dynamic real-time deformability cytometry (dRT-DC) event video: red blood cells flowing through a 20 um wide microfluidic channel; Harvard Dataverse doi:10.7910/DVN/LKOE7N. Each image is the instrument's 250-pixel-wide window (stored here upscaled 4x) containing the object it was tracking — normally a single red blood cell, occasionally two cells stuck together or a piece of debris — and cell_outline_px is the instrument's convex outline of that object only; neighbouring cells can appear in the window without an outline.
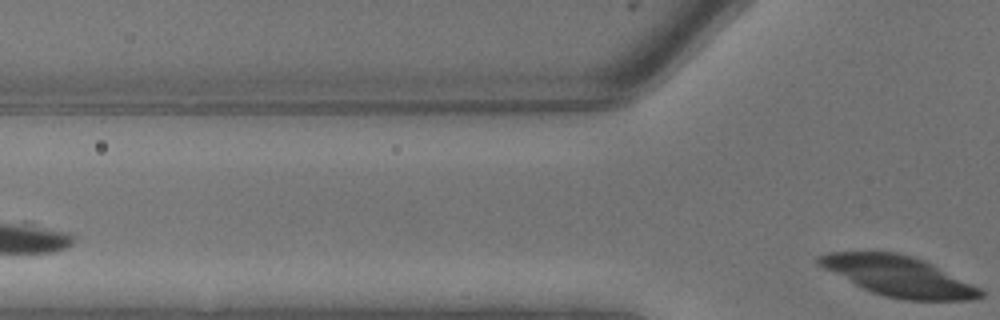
{"species": "common noctule bat (a hibernating species)", "species_latin": "Nyctalus noctula", "temperature_condition": "warm", "stored_images_in_passage": 4, "segment_of_instrument_passage": [2, 2], "camera_frame_rate_fps": 3000, "um_per_image_px": 0.085, "animal": {"sex": "male", "body_mass_g": 13.3}, "frame": {"image": 1, "passage_image": 4, "time_ms": 1.0, "image_size_px": [1000, 320], "cell_outline_px": [[984, 296], [972, 300], [904, 300], [884, 296], [872, 292], [816, 264], [816, 256], [828, 252], [896, 252], [912, 256], [932, 264], [980, 288], [984, 292]], "centroid_in_image_um": [76.38, 23.47], "position_along_channel_um": 49.4, "area_um2": 37.4}}